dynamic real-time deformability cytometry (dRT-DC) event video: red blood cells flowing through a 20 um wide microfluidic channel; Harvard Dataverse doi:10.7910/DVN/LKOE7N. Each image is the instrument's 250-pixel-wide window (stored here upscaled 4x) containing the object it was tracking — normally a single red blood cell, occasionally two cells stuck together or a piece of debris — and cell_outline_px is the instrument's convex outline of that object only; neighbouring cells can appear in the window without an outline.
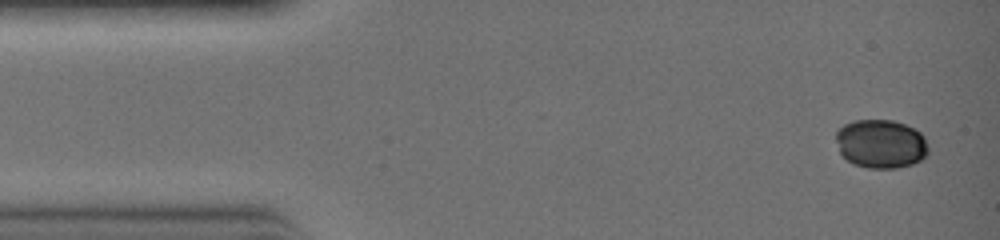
{"species": "common noctule bat (a hibernating species)", "species_latin": "Nyctalus noctula", "temperature_condition": "warm", "stored_images_in_passage": 21, "camera_frame_rate_fps": 3000, "um_per_image_px": 0.085, "animal": {"sex": "female", "body_mass_g": 19.0, "forearm_length_mm": 51.5}, "frame": {"image": 1, "passage_image": 1, "time_ms": 0.0, "image_size_px": [1000, 240], "cell_outline_px": [[928, 152], [920, 160], [912, 164], [896, 168], [868, 168], [856, 164], [848, 160], [840, 152], [836, 140], [836, 132], [844, 124], [856, 120], [892, 120], [904, 124], [920, 132], [924, 136], [928, 148]], "centroid_in_image_um": [74.88, 12.22], "position_along_channel_um": 10.1, "area_um2": 26.01}}
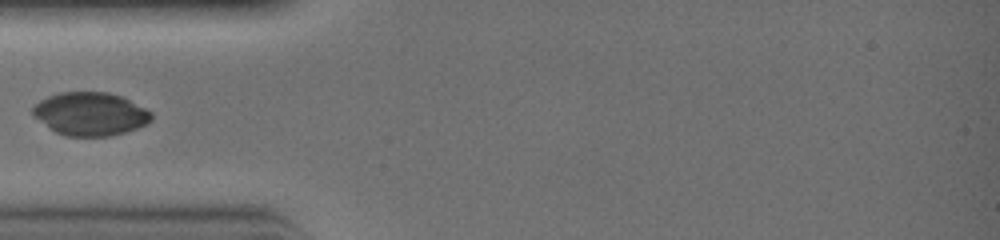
{"frame": {"image": 2, "passage_image": 9, "time_ms": 2.667, "image_size_px": [1000, 240], "cell_outline_px": [[152, 120], [148, 124], [124, 132], [108, 136], [64, 136], [56, 132], [32, 116], [32, 108], [40, 100], [48, 96], [60, 92], [108, 92], [124, 96], [152, 112]], "centroid_in_image_um": [7.69, 9.67], "position_along_channel_um": 77.3, "area_um2": 30.06}}
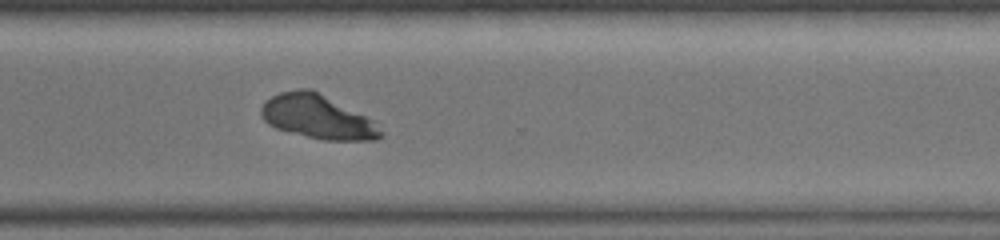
{"frame": {"image": 3, "passage_image": 21, "time_ms": 6.667, "image_size_px": [1000, 240], "cell_outline_px": [[380, 136], [376, 140], [324, 140], [276, 128], [268, 124], [260, 116], [260, 108], [264, 100], [280, 92], [300, 88], [312, 88], [364, 116], [380, 132]], "centroid_in_image_um": [26.86, 9.9], "position_along_channel_um": 343.7, "area_um2": 29.88}}